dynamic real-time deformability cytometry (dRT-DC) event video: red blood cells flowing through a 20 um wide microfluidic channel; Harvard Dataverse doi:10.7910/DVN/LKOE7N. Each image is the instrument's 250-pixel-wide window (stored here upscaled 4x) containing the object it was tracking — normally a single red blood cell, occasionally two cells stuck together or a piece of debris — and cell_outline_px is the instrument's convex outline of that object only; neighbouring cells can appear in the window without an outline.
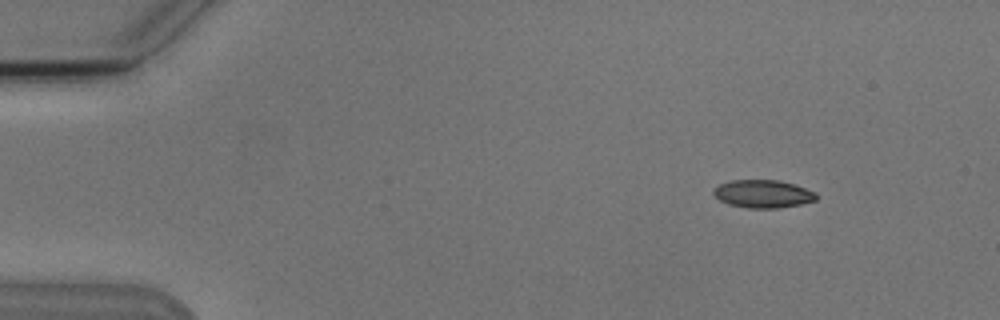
{"species": "Egyptian fruit bat (a non-hibernating species)", "species_latin": "Rousettus aegyptiacus", "temperature_condition": "cold", "stored_images_in_passage": 4, "camera_frame_rate_fps": 3000, "um_per_image_px": 0.085, "animal": {"sex": "male"}, "frame": {"image": 1, "passage_image": 1, "time_ms": 0.0, "image_size_px": [1000, 320], "cell_outline_px": [[816, 200], [800, 204], [776, 208], [748, 208], [728, 204], [720, 200], [712, 192], [720, 184], [732, 180], [776, 180], [792, 184], [816, 192]], "centroid_in_image_um": [64.84, 16.48], "position_along_channel_um": 20.2, "area_um2": 16.42}}
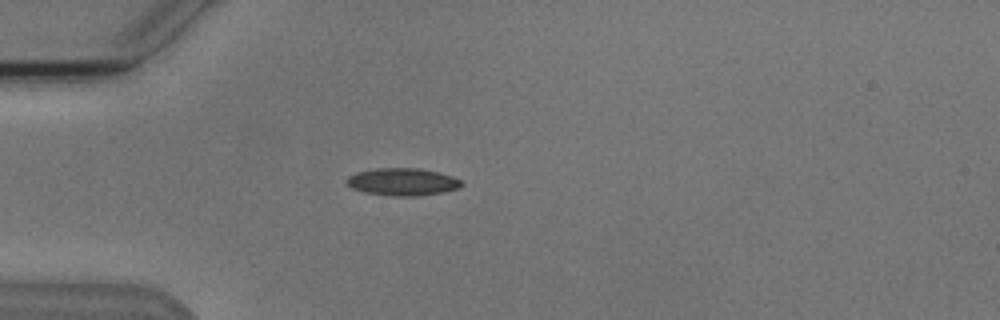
{"frame": {"image": 2, "passage_image": 3, "time_ms": 3.0, "image_size_px": [1000, 320], "cell_outline_px": [[464, 184], [460, 188], [444, 192], [420, 196], [392, 196], [364, 192], [352, 188], [344, 180], [348, 176], [356, 172], [376, 168], [416, 168], [436, 172], [452, 176], [460, 180]], "centroid_in_image_um": [34.21, 15.46], "position_along_channel_um": 50.8, "area_um2": 18.44}}